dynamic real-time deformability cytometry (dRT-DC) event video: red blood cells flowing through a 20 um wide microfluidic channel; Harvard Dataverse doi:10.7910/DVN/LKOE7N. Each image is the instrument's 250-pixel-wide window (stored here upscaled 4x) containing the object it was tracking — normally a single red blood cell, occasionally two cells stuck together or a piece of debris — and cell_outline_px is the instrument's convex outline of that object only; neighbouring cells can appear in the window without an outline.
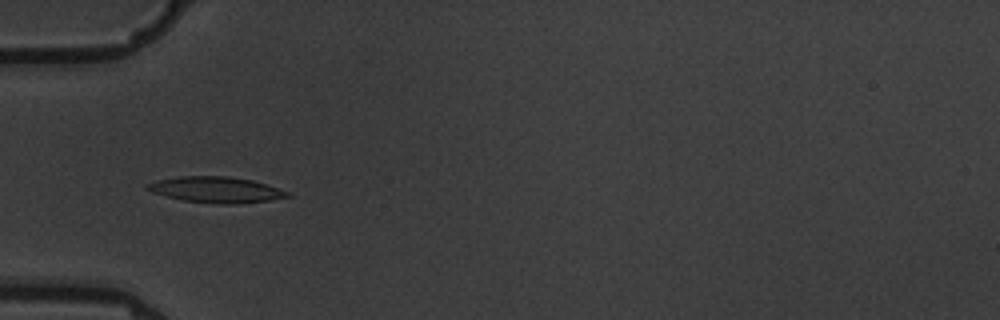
{"species": "common noctule bat (a hibernating species)", "species_latin": "Nyctalus noctula", "temperature_condition": "warm", "stored_images_in_passage": 8, "camera_frame_rate_fps": 3000, "um_per_image_px": 0.085, "animal": {"sex": "male", "body_mass_g": 19.5, "forearm_length_mm": 54.6}, "frame": {"image": 1, "passage_image": 5, "time_ms": 4.667, "image_size_px": [1000, 320], "cell_outline_px": [[292, 196], [272, 200], [232, 204], [220, 204], [184, 200], [152, 192], [144, 188], [148, 184], [156, 180], [180, 176], [228, 176], [252, 180], [292, 192]], "centroid_in_image_um": [18.42, 16.12], "position_along_channel_um": 66.6, "area_um2": 21.1}}
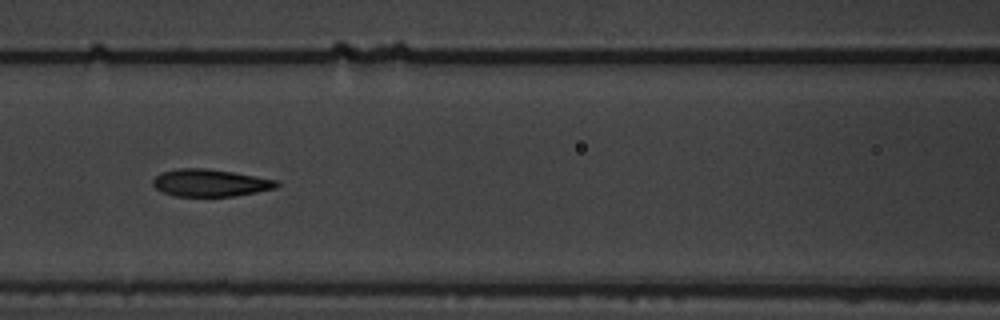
{"frame": {"image": 2, "passage_image": 7, "time_ms": 7.0, "image_size_px": [1000, 320], "cell_outline_px": [[280, 184], [276, 188], [256, 192], [232, 196], [176, 196], [164, 192], [156, 188], [152, 184], [152, 180], [160, 172], [176, 168], [208, 168], [232, 172], [276, 180]], "centroid_in_image_um": [17.83, 15.53], "position_along_channel_um": 148.8, "area_um2": 19.59}}
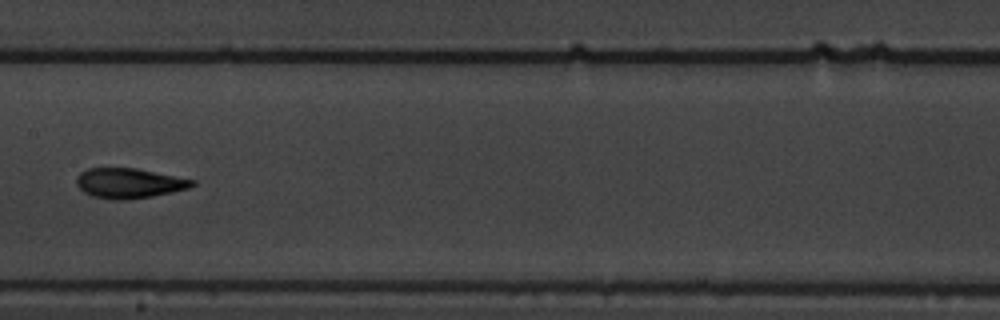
{"frame": {"image": 3, "passage_image": 8, "time_ms": 8.333, "image_size_px": [1000, 320], "cell_outline_px": [[196, 184], [188, 188], [172, 192], [152, 196], [120, 200], [116, 200], [92, 196], [84, 192], [76, 184], [76, 176], [80, 172], [88, 168], [136, 168], [196, 180]], "centroid_in_image_um": [10.96, 15.56], "position_along_channel_um": 196.4, "area_um2": 20.17}}